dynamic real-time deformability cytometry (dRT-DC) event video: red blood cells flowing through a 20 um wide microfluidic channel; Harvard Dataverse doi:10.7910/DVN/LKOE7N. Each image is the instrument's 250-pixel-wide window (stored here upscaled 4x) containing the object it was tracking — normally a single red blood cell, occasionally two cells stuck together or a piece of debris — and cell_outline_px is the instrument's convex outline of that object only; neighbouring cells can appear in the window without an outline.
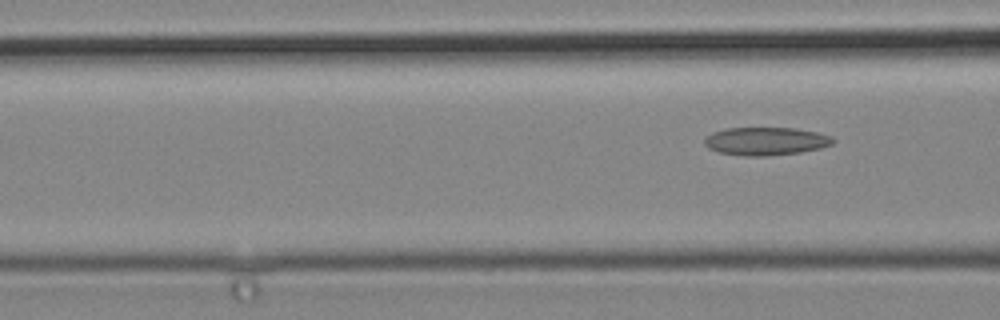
{"species": "common noctule bat (a hibernating species)", "species_latin": "Nyctalus noctula", "temperature_condition": "cold", "stored_images_in_passage": 4, "camera_frame_rate_fps": 3000, "um_per_image_px": 0.085, "animal": {"sex": "male", "body_mass_g": 19.2, "forearm_length_mm": 51.8}, "frame": {"image": 1, "passage_image": 4, "time_ms": 1.0, "image_size_px": [1000, 320], "cell_outline_px": [[836, 140], [832, 144], [820, 148], [800, 152], [768, 156], [744, 156], [720, 152], [708, 148], [704, 144], [704, 140], [712, 132], [724, 128], [796, 128], [816, 132], [832, 136]], "centroid_in_image_um": [65.1, 12.0], "position_along_channel_um": 101.5, "area_um2": 21.04}}